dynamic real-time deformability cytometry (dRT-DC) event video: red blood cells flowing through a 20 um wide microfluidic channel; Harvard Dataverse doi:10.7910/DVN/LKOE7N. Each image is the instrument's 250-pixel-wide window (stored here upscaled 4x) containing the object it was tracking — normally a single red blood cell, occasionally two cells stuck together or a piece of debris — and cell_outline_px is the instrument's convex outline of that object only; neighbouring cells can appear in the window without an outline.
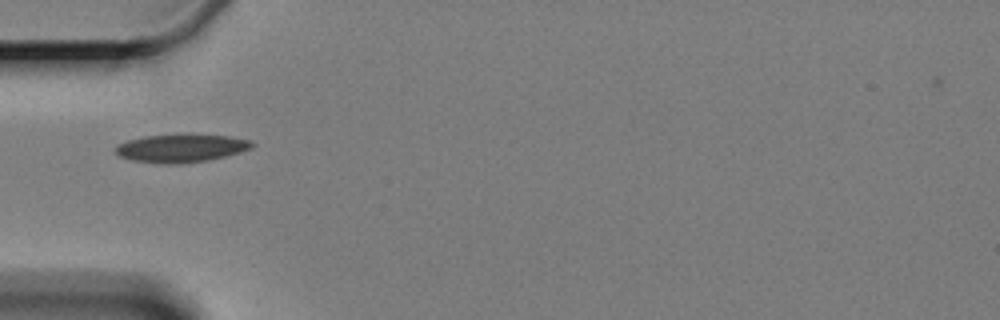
{"species": "Egyptian fruit bat (a non-hibernating species)", "species_latin": "Rousettus aegyptiacus", "temperature_condition": "cold", "stored_images_in_passage": 5, "camera_frame_rate_fps": 3000, "um_per_image_px": 0.085, "animal": {"sex": "female"}, "frame": {"image": 1, "passage_image": 2, "time_ms": 2.0, "image_size_px": [1000, 320], "cell_outline_px": [[256, 144], [252, 148], [240, 152], [208, 160], [184, 164], [160, 164], [132, 160], [120, 156], [116, 152], [116, 144], [128, 140], [144, 136], [176, 132], [184, 132], [228, 136], [252, 140]], "centroid_in_image_um": [15.41, 12.56], "position_along_channel_um": 69.6, "area_um2": 23.24}}
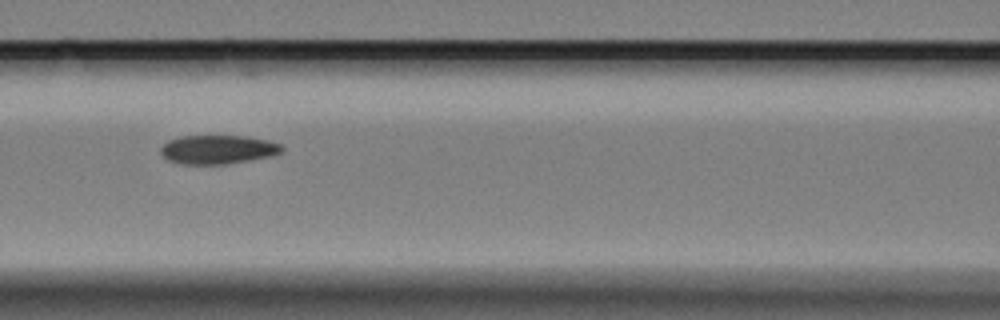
{"frame": {"image": 2, "passage_image": 4, "time_ms": 4.333, "image_size_px": [1000, 320], "cell_outline_px": [[284, 148], [280, 152], [268, 156], [248, 160], [224, 164], [184, 164], [168, 160], [160, 152], [160, 148], [168, 140], [180, 136], [248, 136], [268, 140], [280, 144]], "centroid_in_image_um": [18.49, 12.69], "position_along_channel_um": 148.1, "area_um2": 20.17}}
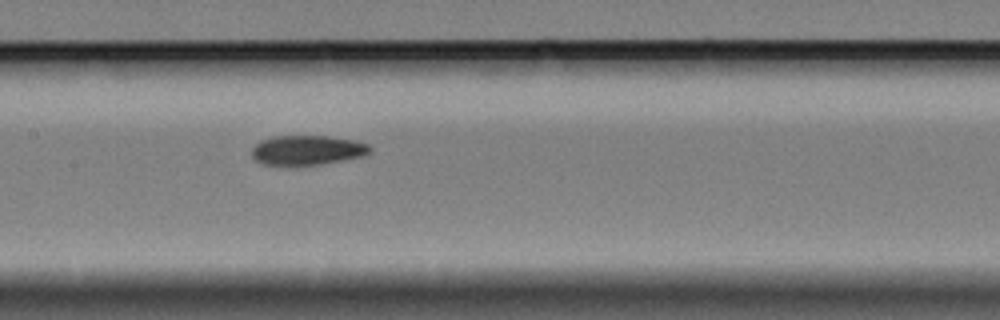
{"frame": {"image": 3, "passage_image": 5, "time_ms": 5.333, "image_size_px": [1000, 320], "cell_outline_px": [[372, 152], [360, 156], [320, 164], [288, 168], [264, 164], [256, 160], [252, 156], [252, 148], [260, 140], [272, 136], [328, 136], [352, 140], [368, 144], [372, 148]], "centroid_in_image_um": [26.05, 12.79], "position_along_channel_um": 181.4, "area_um2": 20.81}}